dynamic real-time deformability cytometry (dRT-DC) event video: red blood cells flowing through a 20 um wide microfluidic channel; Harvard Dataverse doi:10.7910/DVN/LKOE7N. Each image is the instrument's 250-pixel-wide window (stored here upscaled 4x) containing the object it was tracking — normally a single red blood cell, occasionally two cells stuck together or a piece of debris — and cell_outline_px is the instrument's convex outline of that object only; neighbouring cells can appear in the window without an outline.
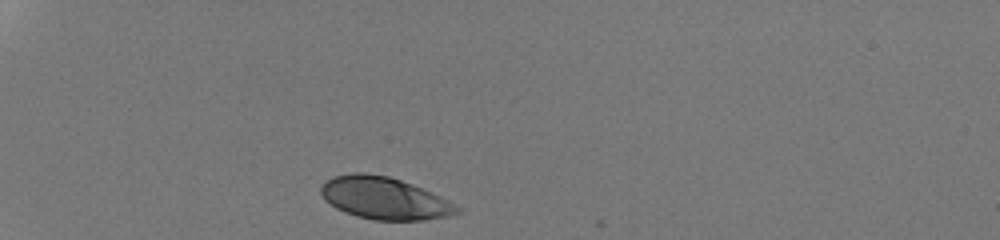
{"species": "human", "species_latin": "Homo sapiens", "temperature_condition": "room temperature", "stored_images_in_passage": 29, "camera_frame_rate_fps": 3000, "um_per_image_px": 0.085, "donor": {"sex": "male"}, "frame": {"image": 1, "passage_image": 1, "time_ms": 0.0, "image_size_px": [1000, 240], "cell_outline_px": [[460, 212], [448, 216], [424, 220], [376, 220], [356, 216], [344, 212], [336, 208], [324, 200], [320, 192], [320, 188], [332, 176], [352, 172], [364, 172], [388, 176], [412, 184], [448, 200], [456, 204], [460, 208]], "centroid_in_image_um": [32.64, 16.85], "position_along_channel_um": 52.4, "area_um2": 33.41}}
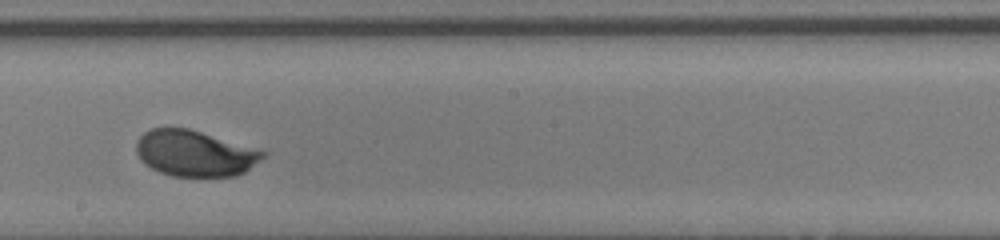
{"frame": {"image": 2, "passage_image": 17, "time_ms": 5.333, "image_size_px": [1000, 240], "cell_outline_px": [[268, 152], [260, 160], [244, 172], [236, 176], [172, 176], [160, 172], [144, 164], [140, 160], [136, 152], [136, 140], [144, 132], [152, 128], [188, 128], [260, 148]], "centroid_in_image_um": [16.57, 13.02], "position_along_channel_um": 231.6, "area_um2": 34.22}}
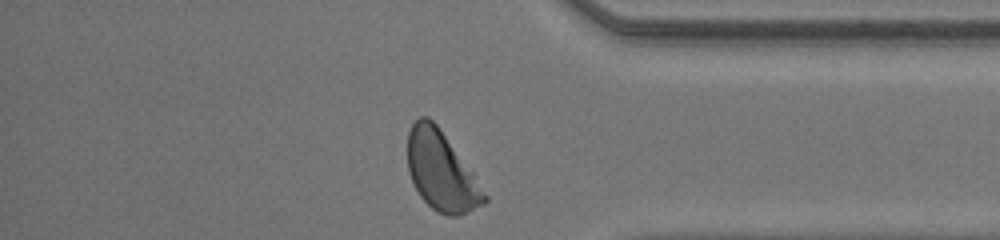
{"frame": {"image": 3, "passage_image": 29, "time_ms": 9.333, "image_size_px": [1000, 240], "cell_outline_px": [[488, 200], [484, 204], [460, 216], [448, 216], [436, 212], [420, 196], [408, 172], [408, 132], [412, 124], [420, 116], [428, 116], [436, 124], [472, 172], [488, 196]], "centroid_in_image_um": [37.51, 14.58], "position_along_channel_um": 397.7, "area_um2": 35.03}, "authors_computed_cell_mechanics": {"area_um2": 34.7956, "velocity_mm_per_s": 4.2983, "shape_relaxation_time_tau1_ms": 2.0891, "shape_relaxation_time_tau2_ms": null, "deformation_change_tau1": 0.1448, "deformation_change_tau2": null}}